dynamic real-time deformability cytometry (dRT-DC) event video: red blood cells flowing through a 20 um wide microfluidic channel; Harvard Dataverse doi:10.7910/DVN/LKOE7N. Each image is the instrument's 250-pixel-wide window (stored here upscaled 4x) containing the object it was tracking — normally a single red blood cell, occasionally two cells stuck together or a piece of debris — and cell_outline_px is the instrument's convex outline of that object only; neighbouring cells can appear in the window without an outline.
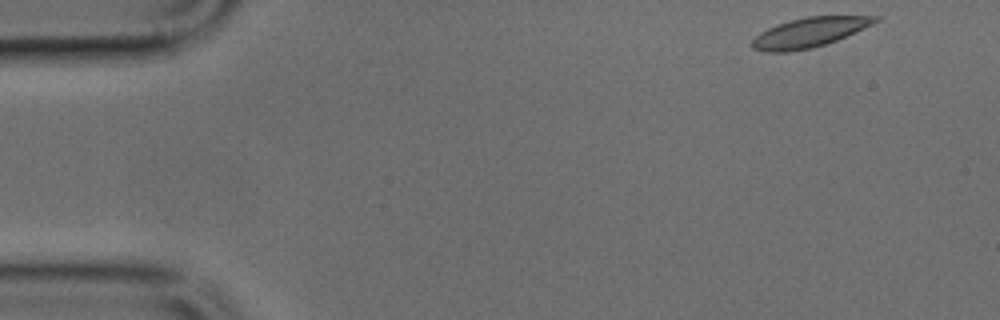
{"species": "common noctule bat (a hibernating species)", "species_latin": "Nyctalus noctula", "temperature_condition": "cold", "stored_images_in_passage": 12, "camera_frame_rate_fps": 3000, "um_per_image_px": 0.085, "animal": {"sex": "male", "body_mass_g": 17.9, "forearm_length_mm": 54.2}, "frame": {"image": 1, "passage_image": 1, "time_ms": 0.0, "image_size_px": [1000, 320], "cell_outline_px": [[880, 20], [872, 24], [836, 40], [812, 48], [788, 52], [764, 52], [752, 48], [752, 40], [760, 32], [768, 28], [788, 20], [808, 16], [880, 16]], "centroid_in_image_um": [68.76, 2.76], "position_along_channel_um": 16.2, "area_um2": 21.04}}